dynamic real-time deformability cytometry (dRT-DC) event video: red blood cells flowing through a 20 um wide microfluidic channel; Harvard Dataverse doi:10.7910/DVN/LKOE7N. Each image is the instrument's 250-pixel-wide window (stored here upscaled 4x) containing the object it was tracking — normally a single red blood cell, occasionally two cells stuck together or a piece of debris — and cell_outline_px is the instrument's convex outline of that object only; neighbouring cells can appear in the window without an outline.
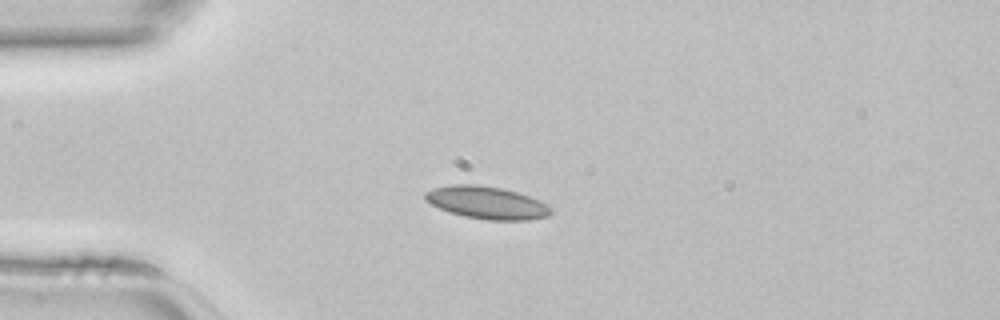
{"species": "common noctule bat (a hibernating species)", "species_latin": "Nyctalus noctula", "temperature_condition": "room temperature", "stored_images_in_passage": 35, "camera_frame_rate_fps": 3000, "um_per_image_px": 0.085, "animal": {"sex": "female", "body_mass_g": 22.7, "forearm_length_mm": 54.2}, "frame": {"image": 1, "passage_image": 1, "time_ms": 0.0, "image_size_px": [1000, 320], "cell_outline_px": [[552, 212], [548, 216], [528, 220], [488, 220], [464, 216], [448, 212], [424, 200], [424, 192], [432, 188], [452, 184], [476, 184], [500, 188], [516, 192], [540, 200], [548, 204], [552, 208]], "centroid_in_image_um": [41.37, 17.22], "position_along_channel_um": 43.6, "area_um2": 23.93}}
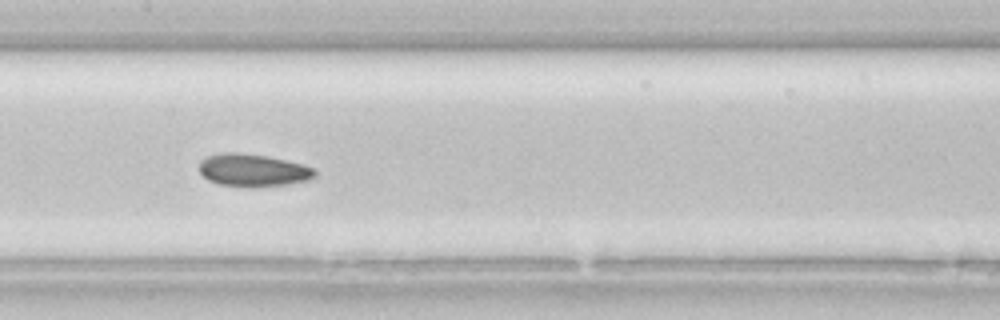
{"frame": {"image": 2, "passage_image": 12, "time_ms": 3.667, "image_size_px": [1000, 320], "cell_outline_px": [[316, 176], [308, 180], [288, 184], [220, 184], [208, 180], [200, 172], [200, 160], [208, 156], [224, 152], [236, 152], [268, 156], [304, 164], [316, 168]], "centroid_in_image_um": [21.54, 14.41], "position_along_channel_um": 185.9, "area_um2": 21.21}}
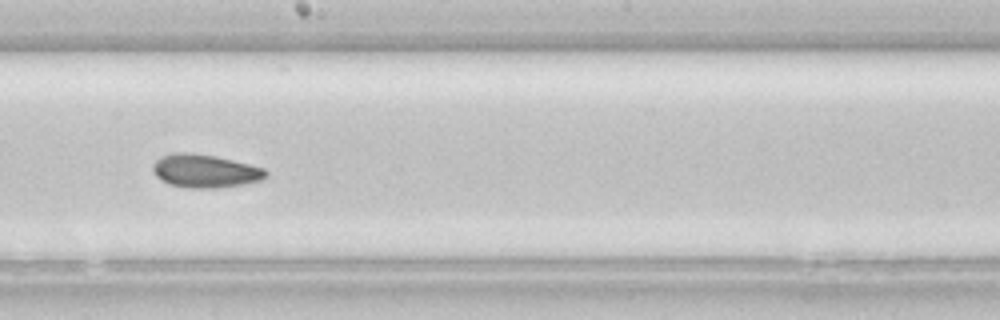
{"frame": {"image": 3, "passage_image": 15, "time_ms": 4.667, "image_size_px": [1000, 320], "cell_outline_px": [[268, 176], [264, 180], [216, 188], [188, 188], [172, 184], [160, 180], [152, 172], [152, 164], [160, 156], [172, 152], [188, 152], [216, 156], [264, 168], [268, 172]], "centroid_in_image_um": [17.4, 14.52], "position_along_channel_um": 230.8, "area_um2": 22.02}}